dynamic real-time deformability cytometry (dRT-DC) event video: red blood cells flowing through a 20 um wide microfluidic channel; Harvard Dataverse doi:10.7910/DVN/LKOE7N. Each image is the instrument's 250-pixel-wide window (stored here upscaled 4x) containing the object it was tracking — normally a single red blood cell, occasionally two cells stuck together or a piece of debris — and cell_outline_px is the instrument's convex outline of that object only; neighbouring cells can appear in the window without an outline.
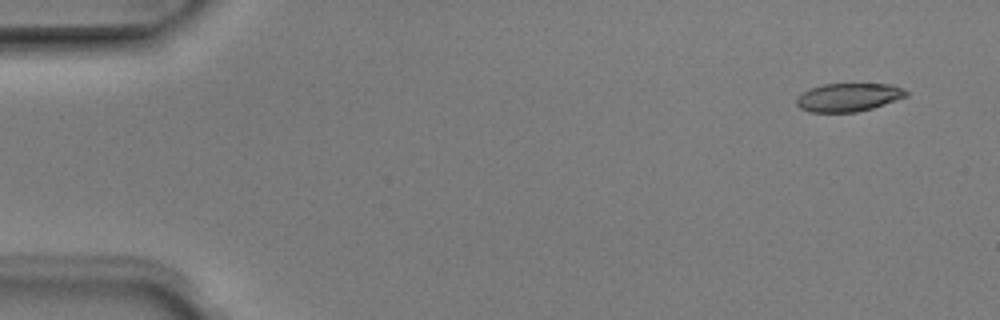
{"species": "Egyptian fruit bat (a non-hibernating species)", "species_latin": "Rousettus aegyptiacus", "temperature_condition": "room temperature", "stored_images_in_passage": 5, "camera_frame_rate_fps": 3000, "um_per_image_px": 0.085, "animal": {"sex": "male"}, "frame": {"image": 1, "passage_image": 1, "time_ms": 0.0, "image_size_px": [1000, 320], "cell_outline_px": [[908, 96], [872, 108], [856, 112], [808, 112], [800, 108], [796, 104], [796, 100], [808, 88], [824, 84], [892, 84], [904, 88], [908, 92]], "centroid_in_image_um": [72.13, 8.27], "position_along_channel_um": 12.9, "area_um2": 18.09}}
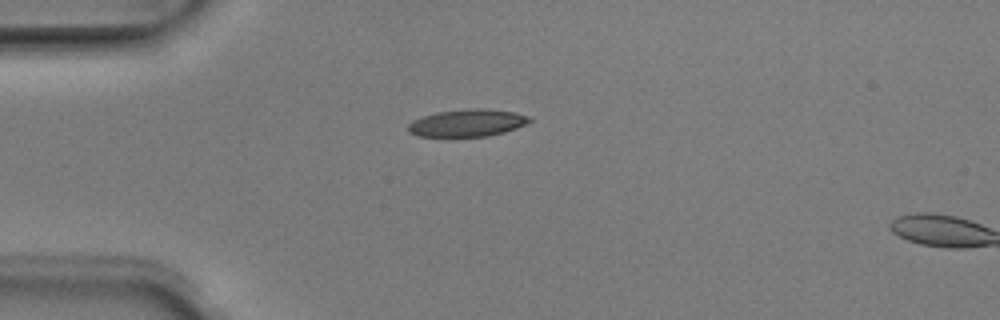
{"frame": {"image": 2, "passage_image": 4, "time_ms": 1.0, "image_size_px": [1000, 320], "cell_outline_px": [[532, 120], [516, 128], [504, 132], [488, 136], [416, 136], [408, 132], [408, 124], [412, 120], [436, 112], [472, 108], [488, 108], [516, 112], [528, 116]], "centroid_in_image_um": [39.71, 10.44], "position_along_channel_um": 45.3, "area_um2": 19.31}}